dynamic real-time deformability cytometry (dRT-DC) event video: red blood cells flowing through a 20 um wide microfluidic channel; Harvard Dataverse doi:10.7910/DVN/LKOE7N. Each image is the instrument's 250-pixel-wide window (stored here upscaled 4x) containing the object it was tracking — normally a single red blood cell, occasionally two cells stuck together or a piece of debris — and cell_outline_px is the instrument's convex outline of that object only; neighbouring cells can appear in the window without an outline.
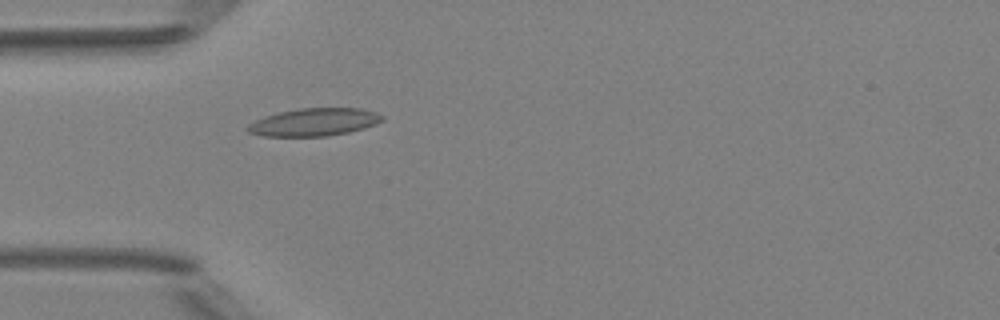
{"species": "Egyptian fruit bat (a non-hibernating species)", "species_latin": "Rousettus aegyptiacus", "temperature_condition": "room temperature", "stored_images_in_passage": 4, "camera_frame_rate_fps": 3000, "um_per_image_px": 0.085, "animal": {"sex": "female"}, "frame": {"image": 1, "passage_image": 4, "time_ms": 4.333, "image_size_px": [1000, 320], "cell_outline_px": [[384, 120], [376, 124], [364, 128], [348, 132], [328, 136], [264, 136], [248, 132], [244, 128], [248, 124], [264, 116], [280, 112], [300, 108], [360, 108], [376, 112], [384, 116]], "centroid_in_image_um": [26.71, 10.38], "position_along_channel_um": 58.3, "area_um2": 21.79}}